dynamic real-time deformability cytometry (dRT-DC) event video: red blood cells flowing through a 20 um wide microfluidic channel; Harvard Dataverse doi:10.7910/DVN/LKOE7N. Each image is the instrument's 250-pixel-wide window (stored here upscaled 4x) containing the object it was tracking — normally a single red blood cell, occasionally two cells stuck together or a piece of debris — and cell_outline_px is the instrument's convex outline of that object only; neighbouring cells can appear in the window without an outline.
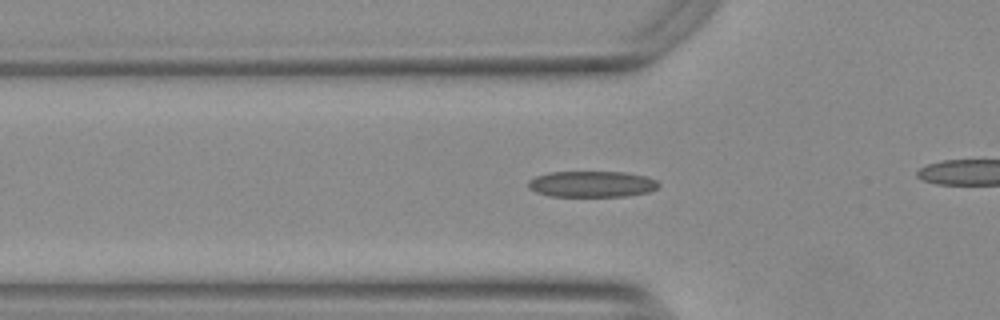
{"species": "Egyptian fruit bat (a non-hibernating species)", "species_latin": "Rousettus aegyptiacus", "temperature_condition": "warm", "stored_images_in_passage": 33, "camera_frame_rate_fps": 3000, "um_per_image_px": 0.085, "animal": {"sex": "female"}, "frame": {"image": 1, "passage_image": 6, "time_ms": 1.667, "image_size_px": [1000, 320], "cell_outline_px": [[660, 184], [656, 188], [648, 192], [624, 196], [552, 196], [536, 192], [528, 188], [528, 180], [536, 176], [548, 172], [624, 172], [644, 176], [656, 180]], "centroid_in_image_um": [50.27, 15.64], "position_along_channel_um": 75.5, "area_um2": 19.71}}
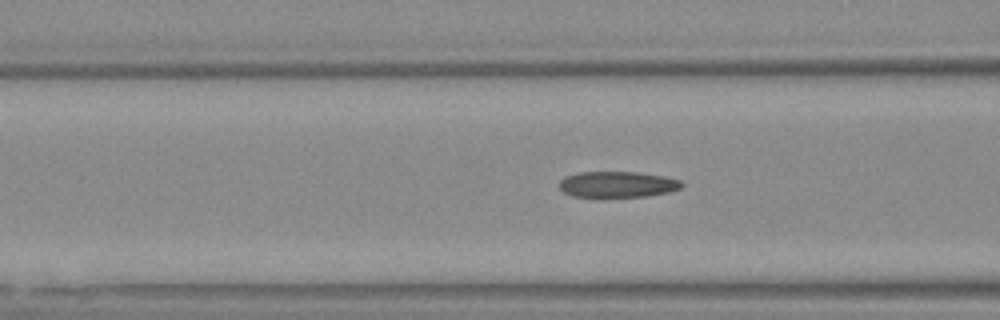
{"frame": {"image": 2, "passage_image": 9, "time_ms": 2.667, "image_size_px": [1000, 320], "cell_outline_px": [[684, 184], [680, 188], [668, 192], [648, 196], [572, 196], [564, 192], [560, 188], [560, 180], [564, 176], [576, 172], [636, 172], [664, 176], [680, 180]], "centroid_in_image_um": [52.48, 15.66], "position_along_channel_um": 114.1, "area_um2": 18.38}}
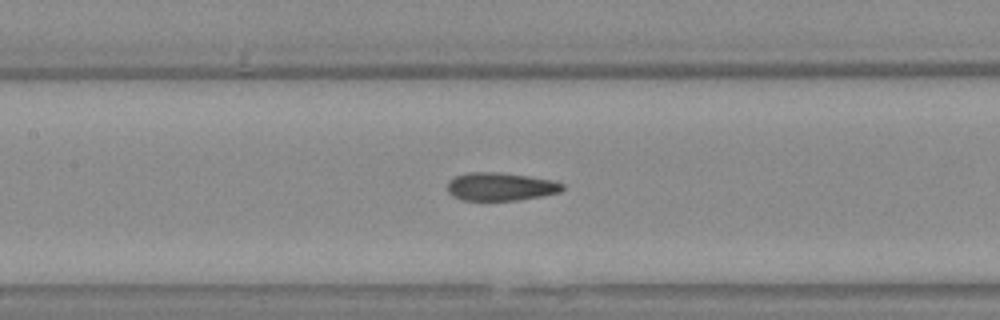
{"frame": {"image": 3, "passage_image": 13, "time_ms": 4.0, "image_size_px": [1000, 320], "cell_outline_px": [[564, 188], [560, 192], [540, 196], [516, 200], [464, 200], [452, 196], [448, 192], [448, 180], [456, 176], [468, 172], [500, 172], [528, 176], [552, 180], [564, 184]], "centroid_in_image_um": [42.53, 15.85], "position_along_channel_um": 164.9, "area_um2": 18.79}}